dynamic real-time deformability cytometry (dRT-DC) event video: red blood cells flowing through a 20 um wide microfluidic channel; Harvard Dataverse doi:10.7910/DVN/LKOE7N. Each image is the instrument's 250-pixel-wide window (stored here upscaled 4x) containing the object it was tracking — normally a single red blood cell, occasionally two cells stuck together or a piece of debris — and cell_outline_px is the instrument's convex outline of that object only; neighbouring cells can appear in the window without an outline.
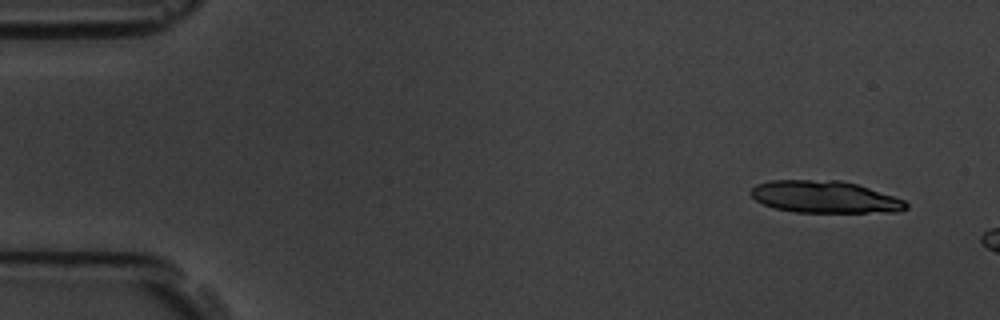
{"species": "common noctule bat (a hibernating species)", "species_latin": "Nyctalus noctula", "temperature_condition": "room temperature", "stored_images_in_passage": 3, "camera_frame_rate_fps": 3000, "um_per_image_px": 0.085, "animal": {"sex": "male", "body_mass_g": 19.5, "forearm_length_mm": 54.6}, "frame": {"image": 1, "passage_image": 1, "time_ms": 0.0, "image_size_px": [1000, 320], "cell_outline_px": [[908, 208], [896, 212], [792, 212], [776, 208], [764, 204], [756, 200], [752, 196], [752, 188], [756, 184], [768, 180], [840, 180], [856, 184], [904, 200], [908, 204]], "centroid_in_image_um": [70.09, 16.74], "position_along_channel_um": 14.9, "area_um2": 28.78}}